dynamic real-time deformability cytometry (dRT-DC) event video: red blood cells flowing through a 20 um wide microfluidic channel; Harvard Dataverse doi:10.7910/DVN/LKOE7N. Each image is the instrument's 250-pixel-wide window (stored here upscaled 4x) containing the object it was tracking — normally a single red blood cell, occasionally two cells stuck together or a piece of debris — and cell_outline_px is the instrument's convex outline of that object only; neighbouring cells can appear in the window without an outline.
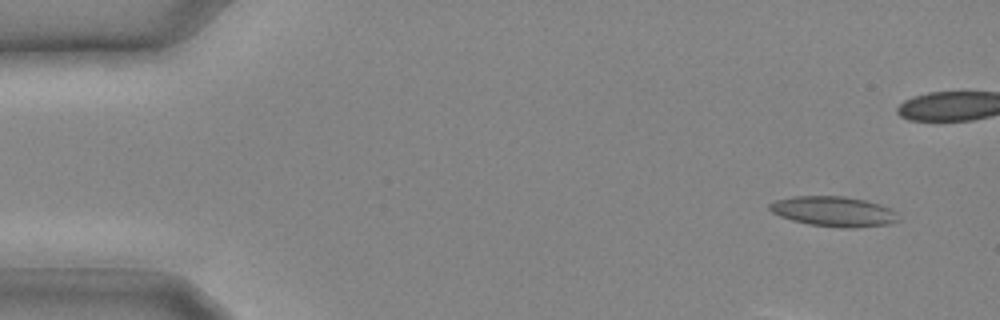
{"species": "common noctule bat (a hibernating species)", "species_latin": "Nyctalus noctula", "temperature_condition": "cold", "stored_images_in_passage": 10, "camera_frame_rate_fps": 3000, "um_per_image_px": 0.085, "animal": {"sex": "male", "body_mass_g": 20.4}, "frame": {"image": 1, "passage_image": 1, "time_ms": 0.0, "image_size_px": [1000, 320], "cell_outline_px": [[900, 220], [892, 224], [856, 228], [840, 228], [808, 224], [792, 220], [780, 216], [772, 212], [768, 208], [768, 204], [776, 200], [792, 196], [844, 196], [864, 200], [880, 204], [892, 208], [896, 212]], "centroid_in_image_um": [70.9, 17.98], "position_along_channel_um": 14.1, "area_um2": 22.89}}